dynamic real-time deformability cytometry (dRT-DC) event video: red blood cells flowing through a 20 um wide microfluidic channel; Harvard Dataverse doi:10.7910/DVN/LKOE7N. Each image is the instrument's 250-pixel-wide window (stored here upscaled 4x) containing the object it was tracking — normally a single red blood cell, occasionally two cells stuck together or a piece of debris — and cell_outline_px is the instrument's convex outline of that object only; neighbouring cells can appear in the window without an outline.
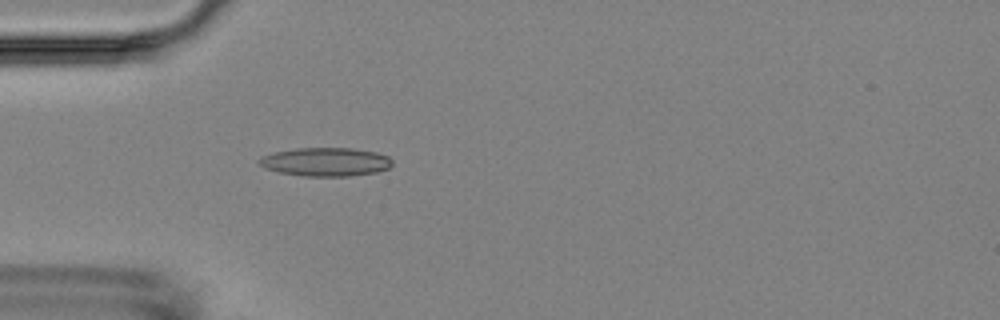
{"species": "Egyptian fruit bat (a non-hibernating species)", "species_latin": "Rousettus aegyptiacus", "temperature_condition": "room temperature", "stored_images_in_passage": 2, "camera_frame_rate_fps": 3000, "um_per_image_px": 0.085, "animal": {"sex": "female"}, "frame": {"image": 1, "passage_image": 2, "time_ms": 1.333, "image_size_px": [1000, 320], "cell_outline_px": [[392, 164], [388, 168], [376, 172], [348, 176], [304, 176], [280, 172], [264, 168], [256, 160], [260, 156], [276, 152], [296, 148], [352, 148], [376, 152], [388, 156], [392, 160]], "centroid_in_image_um": [27.67, 13.75], "position_along_channel_um": 57.3, "area_um2": 22.14}}